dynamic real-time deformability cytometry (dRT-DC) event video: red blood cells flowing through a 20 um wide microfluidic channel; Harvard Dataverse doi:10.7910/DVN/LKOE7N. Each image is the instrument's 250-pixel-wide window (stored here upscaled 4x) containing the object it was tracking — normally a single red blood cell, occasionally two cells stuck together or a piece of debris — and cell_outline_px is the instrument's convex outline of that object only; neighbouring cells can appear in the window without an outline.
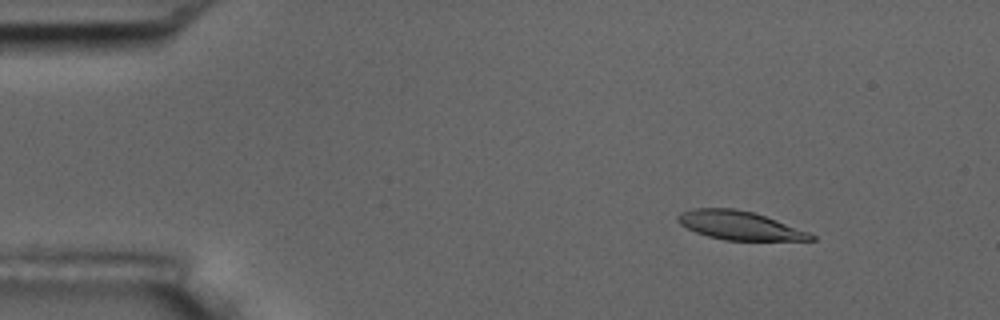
{"species": "common noctule bat (a hibernating species)", "species_latin": "Nyctalus noctula", "temperature_condition": "room temperature", "stored_images_in_passage": 56, "camera_frame_rate_fps": 3000, "um_per_image_px": 0.085, "animal": {"sex": "male", "body_mass_g": 17.5, "forearm_length_mm": 52.3}, "frame": {"image": 1, "passage_image": 7, "time_ms": 2.0, "image_size_px": [1000, 320], "cell_outline_px": [[816, 240], [724, 240], [708, 236], [696, 232], [680, 224], [676, 220], [676, 216], [680, 212], [692, 208], [736, 208], [752, 212], [776, 220], [808, 232], [816, 236]], "centroid_in_image_um": [62.81, 19.15], "position_along_channel_um": 22.2, "area_um2": 22.08}}
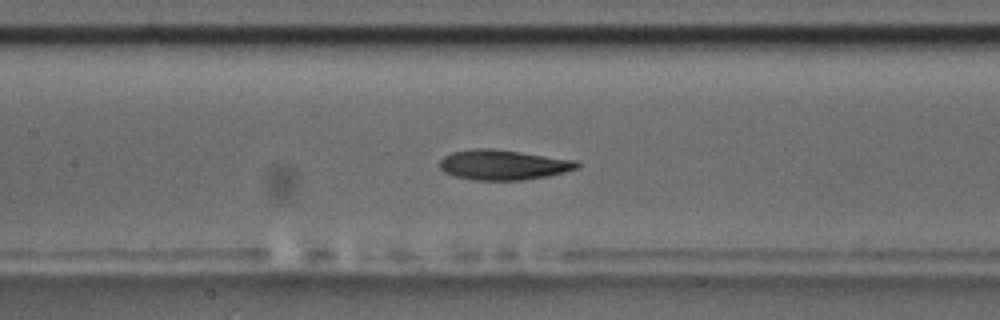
{"frame": {"image": 2, "passage_image": 26, "time_ms": 8.333, "image_size_px": [1000, 320], "cell_outline_px": [[580, 168], [548, 176], [520, 180], [472, 180], [456, 176], [444, 172], [440, 168], [440, 160], [444, 156], [452, 152], [476, 148], [492, 148], [576, 160], [580, 164]], "centroid_in_image_um": [42.78, 14.01], "position_along_channel_um": 164.6, "area_um2": 24.04}}
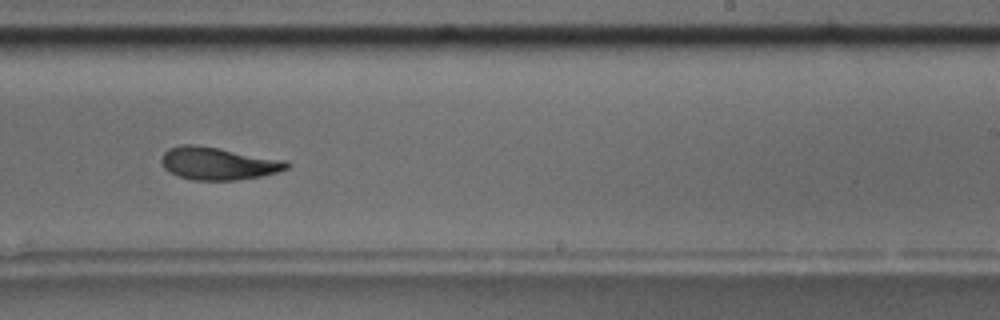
{"frame": {"image": 3, "passage_image": 35, "time_ms": 11.333, "image_size_px": [1000, 320], "cell_outline_px": [[292, 164], [288, 168], [276, 172], [260, 176], [236, 180], [192, 180], [180, 176], [164, 168], [160, 160], [164, 152], [168, 148], [180, 144], [196, 144], [288, 160]], "centroid_in_image_um": [18.56, 13.88], "position_along_channel_um": 270.4, "area_um2": 23.93}, "authors_computed_cell_mechanics": {"area_um2": 23.9292, "velocity_mm_per_s": 3.5449, "shape_relaxation_time_tau1_ms": 3.433, "shape_relaxation_time_tau2_ms": 2.7476, "deformation_change_tau1": 0.1721, "deformation_change_tau2": 0.1053}}